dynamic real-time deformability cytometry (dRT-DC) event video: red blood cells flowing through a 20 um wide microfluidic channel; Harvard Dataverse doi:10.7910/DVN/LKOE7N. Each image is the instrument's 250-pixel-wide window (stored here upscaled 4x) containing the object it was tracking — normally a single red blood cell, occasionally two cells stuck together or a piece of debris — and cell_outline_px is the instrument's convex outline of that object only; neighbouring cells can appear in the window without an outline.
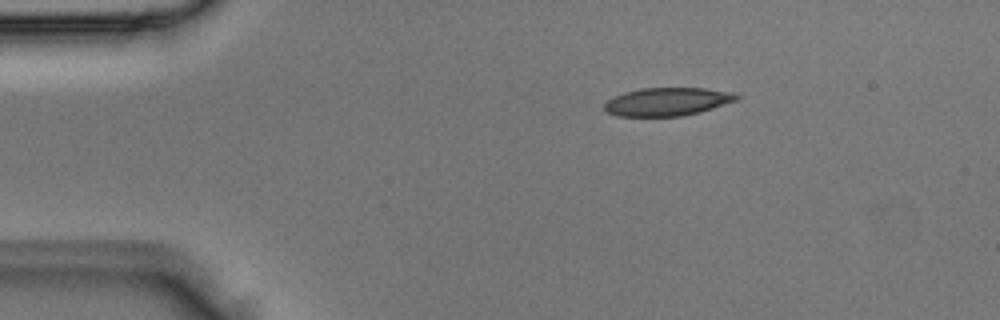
{"species": "Egyptian fruit bat (a non-hibernating species)", "species_latin": "Rousettus aegyptiacus", "temperature_condition": "room temperature", "stored_images_in_passage": 2, "camera_frame_rate_fps": 3000, "um_per_image_px": 0.085, "animal": {"sex": "male"}, "frame": {"image": 1, "passage_image": 1, "time_ms": 0.0, "image_size_px": [1000, 320], "cell_outline_px": [[740, 100], [700, 112], [680, 116], [616, 116], [608, 112], [604, 108], [604, 104], [608, 100], [624, 92], [640, 88], [704, 88], [732, 92], [740, 96]], "centroid_in_image_um": [56.76, 8.64], "position_along_channel_um": 28.2, "area_um2": 21.73}}